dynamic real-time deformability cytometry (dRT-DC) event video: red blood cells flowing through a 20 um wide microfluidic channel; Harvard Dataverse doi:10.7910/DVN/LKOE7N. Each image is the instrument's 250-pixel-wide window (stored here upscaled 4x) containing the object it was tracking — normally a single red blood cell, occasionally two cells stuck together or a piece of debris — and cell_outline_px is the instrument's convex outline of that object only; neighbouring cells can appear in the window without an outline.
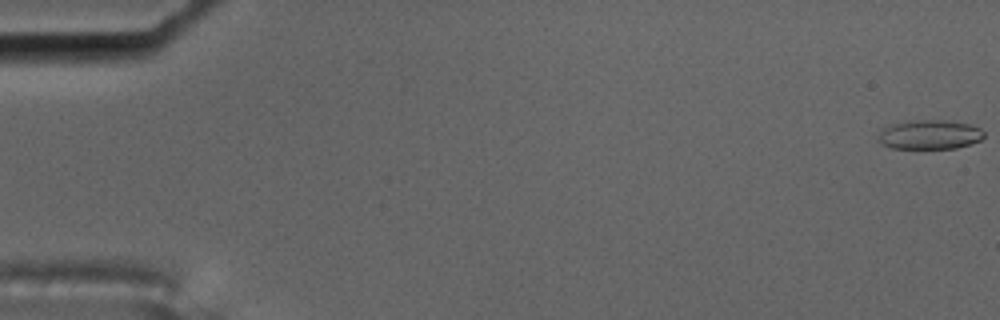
{"species": "common noctule bat (a hibernating species)", "species_latin": "Nyctalus noctula", "temperature_condition": "cold", "stored_images_in_passage": 6, "camera_frame_rate_fps": 3000, "um_per_image_px": 0.085, "animal": {"sex": "male", "body_mass_g": 17.5, "forearm_length_mm": 52.3}, "frame": {"image": 1, "passage_image": 1, "time_ms": 0.0, "image_size_px": [1000, 320], "cell_outline_px": [[984, 136], [980, 140], [956, 148], [892, 148], [876, 140], [876, 136], [880, 128], [904, 120], [948, 120], [968, 124], [980, 128], [984, 132]], "centroid_in_image_um": [78.95, 11.42], "position_along_channel_um": 6.1, "area_um2": 18.26}}
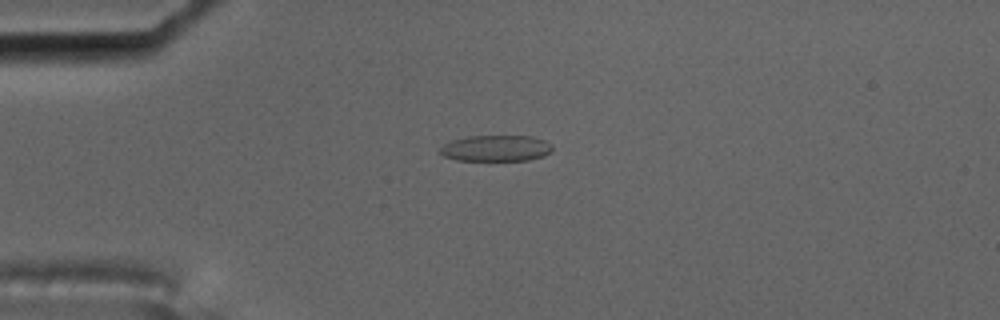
{"frame": {"image": 2, "passage_image": 5, "time_ms": 1.333, "image_size_px": [1000, 320], "cell_outline_px": [[552, 152], [544, 156], [528, 160], [456, 160], [444, 156], [440, 152], [440, 148], [444, 144], [452, 140], [468, 136], [532, 136], [544, 140], [552, 144]], "centroid_in_image_um": [42.19, 12.6], "position_along_channel_um": 42.8, "area_um2": 17.11}}